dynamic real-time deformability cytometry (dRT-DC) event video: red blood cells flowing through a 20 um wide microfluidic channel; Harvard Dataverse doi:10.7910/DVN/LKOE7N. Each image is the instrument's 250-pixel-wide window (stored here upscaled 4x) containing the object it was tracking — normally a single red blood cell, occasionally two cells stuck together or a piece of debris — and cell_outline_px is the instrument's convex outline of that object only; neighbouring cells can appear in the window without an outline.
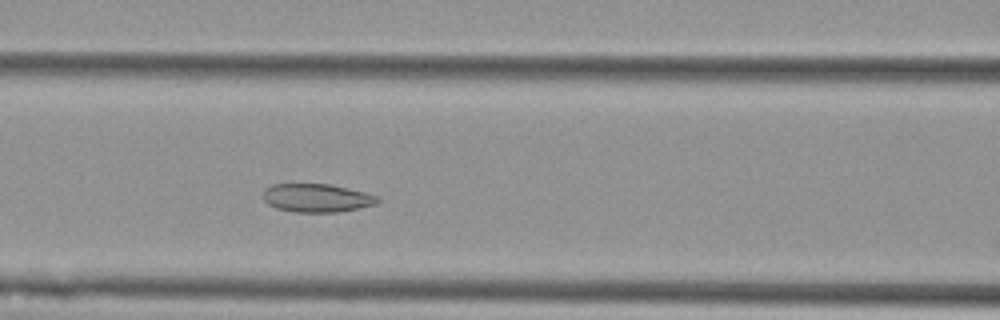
{"species": "Egyptian fruit bat (a non-hibernating species)", "species_latin": "Rousettus aegyptiacus", "temperature_condition": "cold", "stored_images_in_passage": 39, "camera_frame_rate_fps": 3000, "um_per_image_px": 0.085, "animal": {"sex": "female"}, "frame": {"image": 1, "passage_image": 7, "time_ms": 2.0, "image_size_px": [1000, 320], "cell_outline_px": [[380, 200], [376, 204], [360, 208], [340, 212], [296, 212], [276, 208], [268, 204], [264, 200], [264, 188], [272, 184], [328, 184], [364, 192], [380, 196]], "centroid_in_image_um": [26.94, 16.83], "position_along_channel_um": 139.7, "area_um2": 18.96}}
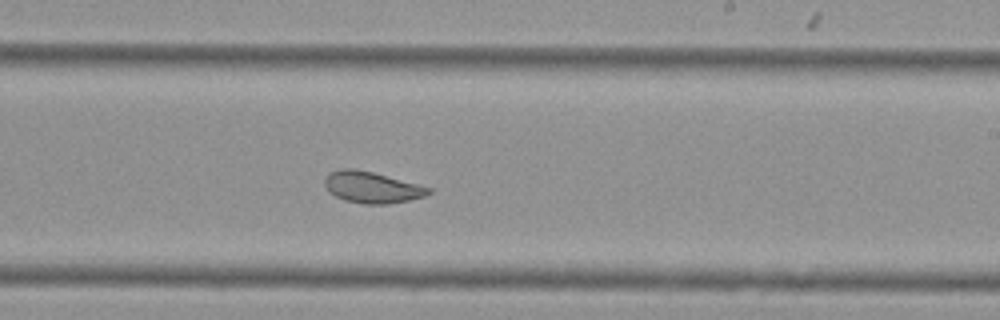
{"frame": {"image": 2, "passage_image": 17, "time_ms": 5.333, "image_size_px": [1000, 320], "cell_outline_px": [[432, 192], [424, 196], [408, 200], [388, 204], [364, 204], [344, 200], [328, 192], [324, 184], [324, 176], [328, 172], [340, 168], [352, 168], [372, 172], [432, 188]], "centroid_in_image_um": [31.55, 15.91], "position_along_channel_um": 257.4, "area_um2": 19.02}}
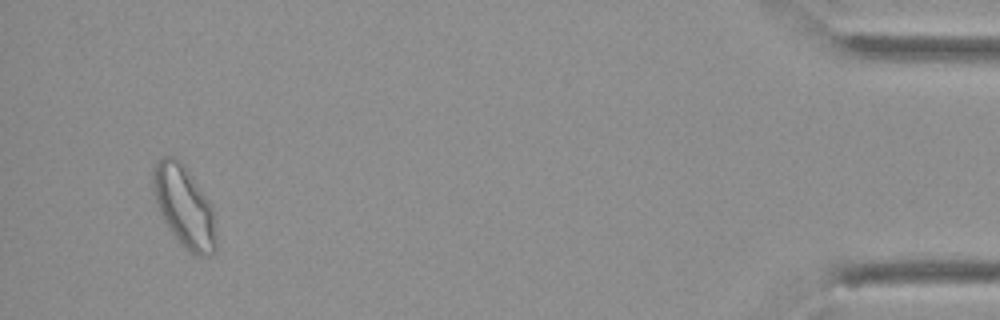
{"frame": {"image": 3, "passage_image": 37, "time_ms": 12.0, "image_size_px": [1000, 320], "cell_outline_px": [[216, 252], [212, 256], [192, 256], [176, 240], [164, 220], [160, 212], [152, 188], [152, 168], [164, 156], [176, 156], [184, 164], [212, 204], [216, 232]], "centroid_in_image_um": [15.68, 17.59], "position_along_channel_um": 419.5, "area_um2": 30.4}, "authors_computed_cell_mechanics": {"area_um2": 19.7098, "velocity_mm_per_s": 3.5504, "shape_relaxation_time_tau1_ms": null, "shape_relaxation_time_tau2_ms": 2.1763, "deformation_change_tau1": null, "deformation_change_tau2": 0.0673}}